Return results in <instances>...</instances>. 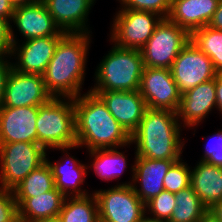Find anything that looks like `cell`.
<instances>
[{
  "instance_id": "6da1fadb",
  "label": "cell",
  "mask_w": 222,
  "mask_h": 222,
  "mask_svg": "<svg viewBox=\"0 0 222 222\" xmlns=\"http://www.w3.org/2000/svg\"><path fill=\"white\" fill-rule=\"evenodd\" d=\"M76 144L95 149L125 148L130 146V135L109 112L106 104L95 93L87 91L73 98Z\"/></svg>"
},
{
  "instance_id": "7a4b0ae2",
  "label": "cell",
  "mask_w": 222,
  "mask_h": 222,
  "mask_svg": "<svg viewBox=\"0 0 222 222\" xmlns=\"http://www.w3.org/2000/svg\"><path fill=\"white\" fill-rule=\"evenodd\" d=\"M90 33H66L58 42L43 79L52 97L75 98L84 85Z\"/></svg>"
},
{
  "instance_id": "3957f363",
  "label": "cell",
  "mask_w": 222,
  "mask_h": 222,
  "mask_svg": "<svg viewBox=\"0 0 222 222\" xmlns=\"http://www.w3.org/2000/svg\"><path fill=\"white\" fill-rule=\"evenodd\" d=\"M182 125L177 112L146 108L137 129L130 135L135 157L180 160L184 149Z\"/></svg>"
},
{
  "instance_id": "277c9868",
  "label": "cell",
  "mask_w": 222,
  "mask_h": 222,
  "mask_svg": "<svg viewBox=\"0 0 222 222\" xmlns=\"http://www.w3.org/2000/svg\"><path fill=\"white\" fill-rule=\"evenodd\" d=\"M141 50L113 46L95 71V85L89 91L139 90L143 72Z\"/></svg>"
},
{
  "instance_id": "5b68a950",
  "label": "cell",
  "mask_w": 222,
  "mask_h": 222,
  "mask_svg": "<svg viewBox=\"0 0 222 222\" xmlns=\"http://www.w3.org/2000/svg\"><path fill=\"white\" fill-rule=\"evenodd\" d=\"M37 143L48 149L76 144L73 98L52 97L39 106L36 120Z\"/></svg>"
},
{
  "instance_id": "8992f818",
  "label": "cell",
  "mask_w": 222,
  "mask_h": 222,
  "mask_svg": "<svg viewBox=\"0 0 222 222\" xmlns=\"http://www.w3.org/2000/svg\"><path fill=\"white\" fill-rule=\"evenodd\" d=\"M38 143H0V189L12 191L30 172L46 161Z\"/></svg>"
},
{
  "instance_id": "52a82bcc",
  "label": "cell",
  "mask_w": 222,
  "mask_h": 222,
  "mask_svg": "<svg viewBox=\"0 0 222 222\" xmlns=\"http://www.w3.org/2000/svg\"><path fill=\"white\" fill-rule=\"evenodd\" d=\"M113 18L110 41L125 49L141 50L164 19L156 13L121 8Z\"/></svg>"
},
{
  "instance_id": "ba28073f",
  "label": "cell",
  "mask_w": 222,
  "mask_h": 222,
  "mask_svg": "<svg viewBox=\"0 0 222 222\" xmlns=\"http://www.w3.org/2000/svg\"><path fill=\"white\" fill-rule=\"evenodd\" d=\"M189 41L188 31L168 19H163L141 49L144 67L170 69Z\"/></svg>"
},
{
  "instance_id": "9c48e42d",
  "label": "cell",
  "mask_w": 222,
  "mask_h": 222,
  "mask_svg": "<svg viewBox=\"0 0 222 222\" xmlns=\"http://www.w3.org/2000/svg\"><path fill=\"white\" fill-rule=\"evenodd\" d=\"M96 196L99 222H138L145 214V204L129 184H117L93 192Z\"/></svg>"
},
{
  "instance_id": "30bf717a",
  "label": "cell",
  "mask_w": 222,
  "mask_h": 222,
  "mask_svg": "<svg viewBox=\"0 0 222 222\" xmlns=\"http://www.w3.org/2000/svg\"><path fill=\"white\" fill-rule=\"evenodd\" d=\"M170 70L181 94L200 83L216 78L218 73L211 59L191 40L180 51Z\"/></svg>"
},
{
  "instance_id": "8fae6325",
  "label": "cell",
  "mask_w": 222,
  "mask_h": 222,
  "mask_svg": "<svg viewBox=\"0 0 222 222\" xmlns=\"http://www.w3.org/2000/svg\"><path fill=\"white\" fill-rule=\"evenodd\" d=\"M139 92L147 108L174 112L179 109L181 93L170 69L144 67Z\"/></svg>"
},
{
  "instance_id": "7c38bea8",
  "label": "cell",
  "mask_w": 222,
  "mask_h": 222,
  "mask_svg": "<svg viewBox=\"0 0 222 222\" xmlns=\"http://www.w3.org/2000/svg\"><path fill=\"white\" fill-rule=\"evenodd\" d=\"M13 31L11 25V40L13 45L9 58L14 56V59L18 60L12 63V68L21 73L43 75L54 55L59 40L63 36L32 38L23 41L20 45Z\"/></svg>"
},
{
  "instance_id": "4fadbf2b",
  "label": "cell",
  "mask_w": 222,
  "mask_h": 222,
  "mask_svg": "<svg viewBox=\"0 0 222 222\" xmlns=\"http://www.w3.org/2000/svg\"><path fill=\"white\" fill-rule=\"evenodd\" d=\"M51 98L43 75L21 73L11 68L6 80L3 107H39Z\"/></svg>"
},
{
  "instance_id": "5bb4252c",
  "label": "cell",
  "mask_w": 222,
  "mask_h": 222,
  "mask_svg": "<svg viewBox=\"0 0 222 222\" xmlns=\"http://www.w3.org/2000/svg\"><path fill=\"white\" fill-rule=\"evenodd\" d=\"M39 107H0V143H37Z\"/></svg>"
},
{
  "instance_id": "9a60e30c",
  "label": "cell",
  "mask_w": 222,
  "mask_h": 222,
  "mask_svg": "<svg viewBox=\"0 0 222 222\" xmlns=\"http://www.w3.org/2000/svg\"><path fill=\"white\" fill-rule=\"evenodd\" d=\"M132 169V181L129 184L137 196L146 204L164 189L163 180L170 167L179 160L149 159L135 157ZM140 183V187L135 183Z\"/></svg>"
},
{
  "instance_id": "2e32d148",
  "label": "cell",
  "mask_w": 222,
  "mask_h": 222,
  "mask_svg": "<svg viewBox=\"0 0 222 222\" xmlns=\"http://www.w3.org/2000/svg\"><path fill=\"white\" fill-rule=\"evenodd\" d=\"M91 92L103 100L109 112L129 135L137 129L147 108L139 90Z\"/></svg>"
},
{
  "instance_id": "e0dca14e",
  "label": "cell",
  "mask_w": 222,
  "mask_h": 222,
  "mask_svg": "<svg viewBox=\"0 0 222 222\" xmlns=\"http://www.w3.org/2000/svg\"><path fill=\"white\" fill-rule=\"evenodd\" d=\"M24 40L47 36H64L42 0L14 8L11 20Z\"/></svg>"
},
{
  "instance_id": "ac0fdd59",
  "label": "cell",
  "mask_w": 222,
  "mask_h": 222,
  "mask_svg": "<svg viewBox=\"0 0 222 222\" xmlns=\"http://www.w3.org/2000/svg\"><path fill=\"white\" fill-rule=\"evenodd\" d=\"M214 108L217 110L215 78L181 94L178 120L184 127H197Z\"/></svg>"
},
{
  "instance_id": "d6986e66",
  "label": "cell",
  "mask_w": 222,
  "mask_h": 222,
  "mask_svg": "<svg viewBox=\"0 0 222 222\" xmlns=\"http://www.w3.org/2000/svg\"><path fill=\"white\" fill-rule=\"evenodd\" d=\"M64 33H90L87 17L95 0H42ZM87 24V25H86Z\"/></svg>"
},
{
  "instance_id": "ffe728a7",
  "label": "cell",
  "mask_w": 222,
  "mask_h": 222,
  "mask_svg": "<svg viewBox=\"0 0 222 222\" xmlns=\"http://www.w3.org/2000/svg\"><path fill=\"white\" fill-rule=\"evenodd\" d=\"M79 146L77 144L67 147L54 148L66 152V157H61L60 161L50 162L46 157L55 182V188H57L65 197L85 196L88 195L86 189H82L85 177L87 176V169L89 165L80 163L74 156H69L67 150L76 149ZM65 160V161H64ZM61 161L64 163H61ZM68 162V163H67ZM68 165V166H67Z\"/></svg>"
},
{
  "instance_id": "44dd1931",
  "label": "cell",
  "mask_w": 222,
  "mask_h": 222,
  "mask_svg": "<svg viewBox=\"0 0 222 222\" xmlns=\"http://www.w3.org/2000/svg\"><path fill=\"white\" fill-rule=\"evenodd\" d=\"M219 0H171L167 19L190 34L210 22Z\"/></svg>"
},
{
  "instance_id": "7402d4cb",
  "label": "cell",
  "mask_w": 222,
  "mask_h": 222,
  "mask_svg": "<svg viewBox=\"0 0 222 222\" xmlns=\"http://www.w3.org/2000/svg\"><path fill=\"white\" fill-rule=\"evenodd\" d=\"M64 199L65 196L57 188L34 197L15 198L19 222H37L58 216Z\"/></svg>"
},
{
  "instance_id": "603a6c76",
  "label": "cell",
  "mask_w": 222,
  "mask_h": 222,
  "mask_svg": "<svg viewBox=\"0 0 222 222\" xmlns=\"http://www.w3.org/2000/svg\"><path fill=\"white\" fill-rule=\"evenodd\" d=\"M191 169L190 186L210 209L222 201V167L199 161Z\"/></svg>"
},
{
  "instance_id": "cb8c5ba5",
  "label": "cell",
  "mask_w": 222,
  "mask_h": 222,
  "mask_svg": "<svg viewBox=\"0 0 222 222\" xmlns=\"http://www.w3.org/2000/svg\"><path fill=\"white\" fill-rule=\"evenodd\" d=\"M59 217L62 222H99L96 196L65 197Z\"/></svg>"
},
{
  "instance_id": "d4e9b609",
  "label": "cell",
  "mask_w": 222,
  "mask_h": 222,
  "mask_svg": "<svg viewBox=\"0 0 222 222\" xmlns=\"http://www.w3.org/2000/svg\"><path fill=\"white\" fill-rule=\"evenodd\" d=\"M93 158V163L88 167L95 171V174L102 180L109 181L120 178L127 166V158L124 152L117 148L95 149L88 152Z\"/></svg>"
},
{
  "instance_id": "484cf974",
  "label": "cell",
  "mask_w": 222,
  "mask_h": 222,
  "mask_svg": "<svg viewBox=\"0 0 222 222\" xmlns=\"http://www.w3.org/2000/svg\"><path fill=\"white\" fill-rule=\"evenodd\" d=\"M55 188L52 170L47 161L30 172L12 191L14 198H29Z\"/></svg>"
},
{
  "instance_id": "4316f807",
  "label": "cell",
  "mask_w": 222,
  "mask_h": 222,
  "mask_svg": "<svg viewBox=\"0 0 222 222\" xmlns=\"http://www.w3.org/2000/svg\"><path fill=\"white\" fill-rule=\"evenodd\" d=\"M175 207L168 222H199L209 210L189 186L175 194Z\"/></svg>"
},
{
  "instance_id": "83f0119b",
  "label": "cell",
  "mask_w": 222,
  "mask_h": 222,
  "mask_svg": "<svg viewBox=\"0 0 222 222\" xmlns=\"http://www.w3.org/2000/svg\"><path fill=\"white\" fill-rule=\"evenodd\" d=\"M190 40L211 59L215 70L222 72V30L205 26L194 30Z\"/></svg>"
},
{
  "instance_id": "f1b7e54d",
  "label": "cell",
  "mask_w": 222,
  "mask_h": 222,
  "mask_svg": "<svg viewBox=\"0 0 222 222\" xmlns=\"http://www.w3.org/2000/svg\"><path fill=\"white\" fill-rule=\"evenodd\" d=\"M182 158L175 162L163 180V186L166 191L176 194L190 186L191 169Z\"/></svg>"
},
{
  "instance_id": "f546056e",
  "label": "cell",
  "mask_w": 222,
  "mask_h": 222,
  "mask_svg": "<svg viewBox=\"0 0 222 222\" xmlns=\"http://www.w3.org/2000/svg\"><path fill=\"white\" fill-rule=\"evenodd\" d=\"M175 203V194L163 190L145 204V213L149 212L153 218L168 222L176 205Z\"/></svg>"
},
{
  "instance_id": "4dcf8cb0",
  "label": "cell",
  "mask_w": 222,
  "mask_h": 222,
  "mask_svg": "<svg viewBox=\"0 0 222 222\" xmlns=\"http://www.w3.org/2000/svg\"><path fill=\"white\" fill-rule=\"evenodd\" d=\"M121 3V8H127L139 11H149L158 14L167 19L171 0H118Z\"/></svg>"
},
{
  "instance_id": "1f68e13d",
  "label": "cell",
  "mask_w": 222,
  "mask_h": 222,
  "mask_svg": "<svg viewBox=\"0 0 222 222\" xmlns=\"http://www.w3.org/2000/svg\"><path fill=\"white\" fill-rule=\"evenodd\" d=\"M0 222H19L13 191L0 189Z\"/></svg>"
},
{
  "instance_id": "d6a6232c",
  "label": "cell",
  "mask_w": 222,
  "mask_h": 222,
  "mask_svg": "<svg viewBox=\"0 0 222 222\" xmlns=\"http://www.w3.org/2000/svg\"><path fill=\"white\" fill-rule=\"evenodd\" d=\"M205 147L200 161L222 167V129L210 137Z\"/></svg>"
},
{
  "instance_id": "836d02e7",
  "label": "cell",
  "mask_w": 222,
  "mask_h": 222,
  "mask_svg": "<svg viewBox=\"0 0 222 222\" xmlns=\"http://www.w3.org/2000/svg\"><path fill=\"white\" fill-rule=\"evenodd\" d=\"M12 45L11 23L0 17V56L10 55Z\"/></svg>"
},
{
  "instance_id": "e575fe53",
  "label": "cell",
  "mask_w": 222,
  "mask_h": 222,
  "mask_svg": "<svg viewBox=\"0 0 222 222\" xmlns=\"http://www.w3.org/2000/svg\"><path fill=\"white\" fill-rule=\"evenodd\" d=\"M6 57L8 58L9 55L0 56V107L4 100L6 80L12 68V62Z\"/></svg>"
},
{
  "instance_id": "d590c367",
  "label": "cell",
  "mask_w": 222,
  "mask_h": 222,
  "mask_svg": "<svg viewBox=\"0 0 222 222\" xmlns=\"http://www.w3.org/2000/svg\"><path fill=\"white\" fill-rule=\"evenodd\" d=\"M207 26L216 30H222V0H219L217 9Z\"/></svg>"
},
{
  "instance_id": "8d00e7d4",
  "label": "cell",
  "mask_w": 222,
  "mask_h": 222,
  "mask_svg": "<svg viewBox=\"0 0 222 222\" xmlns=\"http://www.w3.org/2000/svg\"><path fill=\"white\" fill-rule=\"evenodd\" d=\"M14 8L9 0H0V17L12 23Z\"/></svg>"
},
{
  "instance_id": "74e56055",
  "label": "cell",
  "mask_w": 222,
  "mask_h": 222,
  "mask_svg": "<svg viewBox=\"0 0 222 222\" xmlns=\"http://www.w3.org/2000/svg\"><path fill=\"white\" fill-rule=\"evenodd\" d=\"M215 89H216V106L217 109L222 113V72H219L216 75Z\"/></svg>"
},
{
  "instance_id": "f35d334b",
  "label": "cell",
  "mask_w": 222,
  "mask_h": 222,
  "mask_svg": "<svg viewBox=\"0 0 222 222\" xmlns=\"http://www.w3.org/2000/svg\"><path fill=\"white\" fill-rule=\"evenodd\" d=\"M208 211H210L218 220L222 222V201L213 205Z\"/></svg>"
},
{
  "instance_id": "ab89813d",
  "label": "cell",
  "mask_w": 222,
  "mask_h": 222,
  "mask_svg": "<svg viewBox=\"0 0 222 222\" xmlns=\"http://www.w3.org/2000/svg\"><path fill=\"white\" fill-rule=\"evenodd\" d=\"M199 222H221L210 211H207Z\"/></svg>"
},
{
  "instance_id": "60d3db41",
  "label": "cell",
  "mask_w": 222,
  "mask_h": 222,
  "mask_svg": "<svg viewBox=\"0 0 222 222\" xmlns=\"http://www.w3.org/2000/svg\"><path fill=\"white\" fill-rule=\"evenodd\" d=\"M9 1L14 7H18L22 5L32 4V3L38 2L39 0H9Z\"/></svg>"
},
{
  "instance_id": "b9f144b4",
  "label": "cell",
  "mask_w": 222,
  "mask_h": 222,
  "mask_svg": "<svg viewBox=\"0 0 222 222\" xmlns=\"http://www.w3.org/2000/svg\"><path fill=\"white\" fill-rule=\"evenodd\" d=\"M138 222H163L151 216H146V213L140 218Z\"/></svg>"
},
{
  "instance_id": "7bdbcfd3",
  "label": "cell",
  "mask_w": 222,
  "mask_h": 222,
  "mask_svg": "<svg viewBox=\"0 0 222 222\" xmlns=\"http://www.w3.org/2000/svg\"><path fill=\"white\" fill-rule=\"evenodd\" d=\"M37 222H62L61 218L58 216L55 217H49V218H45V219H41Z\"/></svg>"
}]
</instances>
